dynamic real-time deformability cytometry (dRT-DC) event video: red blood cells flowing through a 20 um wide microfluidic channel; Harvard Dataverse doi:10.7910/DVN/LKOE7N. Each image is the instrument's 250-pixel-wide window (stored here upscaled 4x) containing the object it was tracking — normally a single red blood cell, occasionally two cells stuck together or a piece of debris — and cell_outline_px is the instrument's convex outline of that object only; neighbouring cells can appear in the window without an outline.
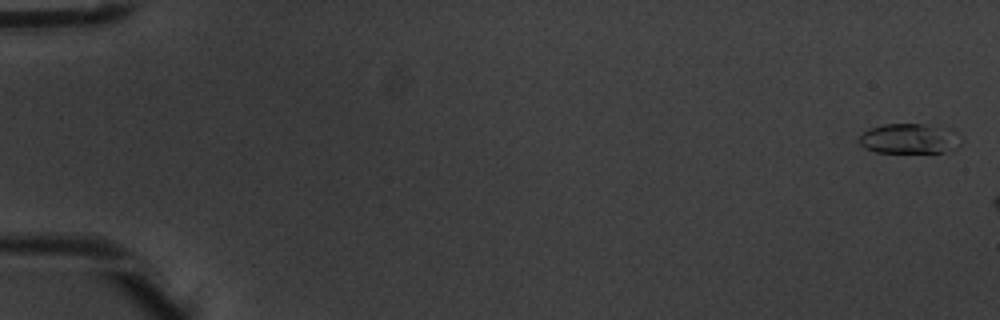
{"species": "common noctule bat (a hibernating species)", "species_latin": "Nyctalus noctula", "temperature_condition": "warm", "stored_images_in_passage": 6, "segment_of_instrument_passage": [2, 2], "camera_frame_rate_fps": 3000, "um_per_image_px": 0.085, "animal": {"sex": "male", "body_mass_g": 20.1, "forearm_length_mm": 53.5}, "frame": {"image": 1, "passage_image": 6, "time_ms": 1.667, "image_size_px": [1000, 320], "cell_outline_px": [[964, 140], [956, 148], [944, 152], [876, 152], [864, 148], [856, 140], [864, 132], [872, 128], [884, 124], [924, 124], [952, 128]], "centroid_in_image_um": [77.35, 11.78], "position_along_channel_um": 7.7, "area_um2": 18.09}}